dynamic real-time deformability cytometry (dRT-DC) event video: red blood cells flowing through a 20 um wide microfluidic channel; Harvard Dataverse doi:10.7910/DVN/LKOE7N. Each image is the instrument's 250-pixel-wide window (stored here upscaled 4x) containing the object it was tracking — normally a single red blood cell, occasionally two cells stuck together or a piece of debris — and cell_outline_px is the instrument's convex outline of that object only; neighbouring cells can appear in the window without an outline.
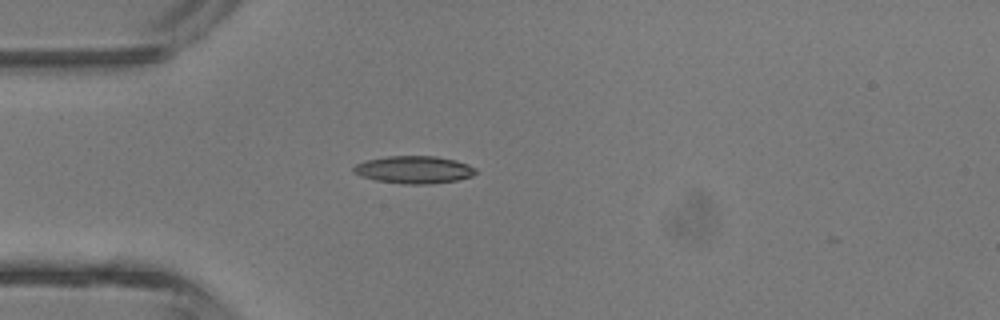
{"species": "common noctule bat (a hibernating species)", "species_latin": "Nyctalus noctula", "temperature_condition": "room temperature", "stored_images_in_passage": 2, "camera_frame_rate_fps": 3000, "um_per_image_px": 0.085, "animal": {"sex": "male", "body_mass_g": 13.3}, "frame": {"image": 1, "passage_image": 2, "time_ms": 1.0, "image_size_px": [1000, 320], "cell_outline_px": [[480, 172], [472, 176], [456, 180], [428, 184], [404, 184], [376, 180], [360, 176], [352, 172], [352, 168], [356, 164], [364, 160], [388, 156], [436, 156], [456, 160], [468, 164], [476, 168]], "centroid_in_image_um": [35.19, 14.42], "position_along_channel_um": 49.8, "area_um2": 19.77}}